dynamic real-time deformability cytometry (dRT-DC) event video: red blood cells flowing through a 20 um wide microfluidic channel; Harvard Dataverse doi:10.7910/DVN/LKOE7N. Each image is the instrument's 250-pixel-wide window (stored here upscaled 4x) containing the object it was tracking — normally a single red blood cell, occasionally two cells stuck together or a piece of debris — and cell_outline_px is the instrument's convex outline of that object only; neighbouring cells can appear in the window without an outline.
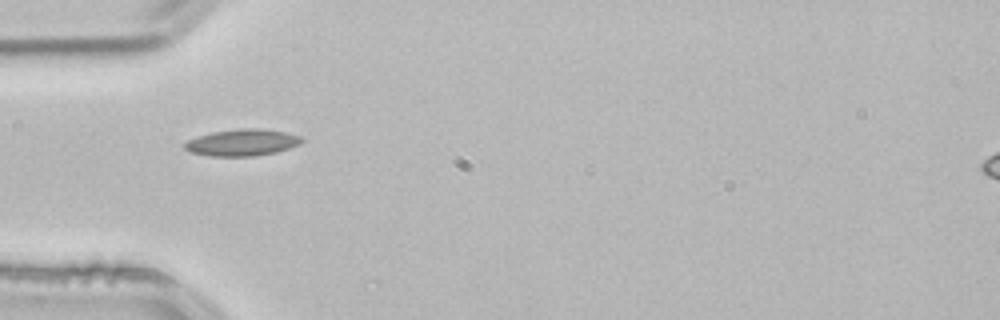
{"species": "common noctule bat (a hibernating species)", "species_latin": "Nyctalus noctula", "temperature_condition": "room temperature", "stored_images_in_passage": 37, "camera_frame_rate_fps": 3000, "um_per_image_px": 0.085, "animal": {"sex": "male", "body_mass_g": 21.5, "forearm_length_mm": 52.0}, "frame": {"image": 1, "passage_image": 1, "time_ms": 0.0, "image_size_px": [1000, 320], "cell_outline_px": [[304, 140], [300, 144], [276, 152], [252, 156], [208, 156], [188, 152], [184, 148], [184, 144], [188, 140], [196, 136], [212, 132], [240, 128], [256, 128], [284, 132], [300, 136]], "centroid_in_image_um": [20.54, 12.12], "position_along_channel_um": 64.5, "area_um2": 18.21}}
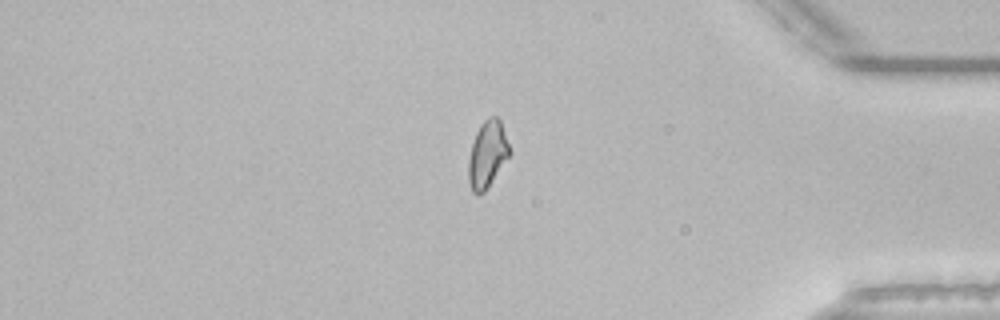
{"frame": {"image": 2, "passage_image": 29, "time_ms": 9.333, "image_size_px": [1000, 320], "cell_outline_px": [[512, 152], [484, 192], [476, 196], [472, 192], [468, 180], [468, 160], [472, 144], [476, 132], [480, 124], [488, 116], [496, 116], [500, 120]], "centroid_in_image_um": [41.42, 13.12], "position_along_channel_um": 393.8, "area_um2": 16.07}}
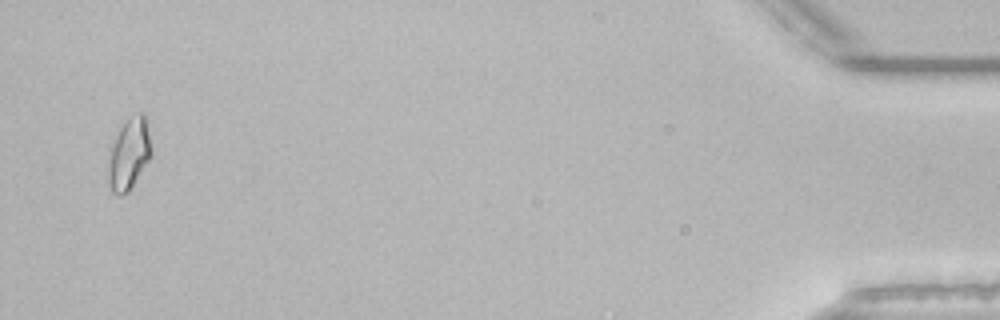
{"frame": {"image": 3, "passage_image": 36, "time_ms": 11.667, "image_size_px": [1000, 320], "cell_outline_px": [[152, 156], [132, 188], [128, 192], [120, 196], [112, 192], [108, 184], [108, 164], [112, 148], [116, 136], [120, 128], [128, 120], [140, 112], [144, 112], [152, 148]], "centroid_in_image_um": [10.99, 13.16], "position_along_channel_um": 424.2, "area_um2": 17.8}, "authors_computed_cell_mechanics": {"area_um2": 16.0684, "velocity_mm_per_s": 3.845, "shape_relaxation_time_tau1_ms": 9.3353, "shape_relaxation_time_tau2_ms": 8.4767, "deformation_change_tau1": 0.1801, "deformation_change_tau2": 0.1276}}